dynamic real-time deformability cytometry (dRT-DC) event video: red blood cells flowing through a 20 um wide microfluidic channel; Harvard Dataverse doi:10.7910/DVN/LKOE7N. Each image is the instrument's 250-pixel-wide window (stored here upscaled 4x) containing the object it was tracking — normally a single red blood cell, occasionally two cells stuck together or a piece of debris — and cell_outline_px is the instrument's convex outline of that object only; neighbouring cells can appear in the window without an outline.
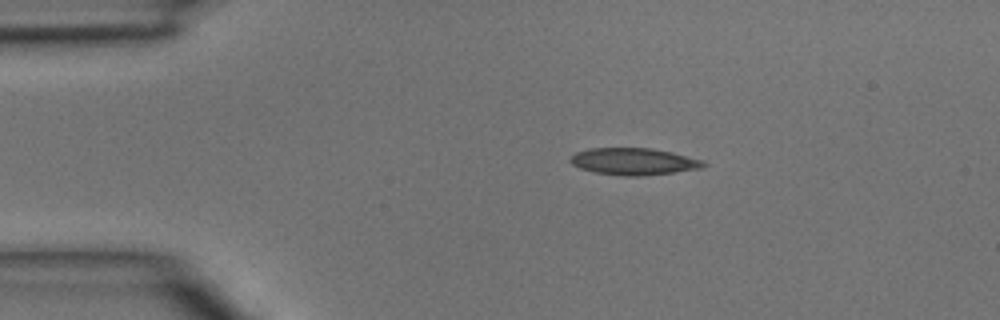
{"species": "common noctule bat (a hibernating species)", "species_latin": "Nyctalus noctula", "temperature_condition": "room temperature", "stored_images_in_passage": 2, "camera_frame_rate_fps": 3000, "um_per_image_px": 0.085, "animal": {"sex": "male", "body_mass_g": 15.6}, "frame": {"image": 1, "passage_image": 2, "time_ms": 0.333, "image_size_px": [1000, 320], "cell_outline_px": [[708, 164], [704, 168], [672, 172], [636, 176], [624, 176], [596, 172], [580, 168], [572, 164], [568, 160], [576, 152], [588, 148], [652, 148], [672, 152], [704, 160]], "centroid_in_image_um": [53.89, 13.71], "position_along_channel_um": 31.1, "area_um2": 20.87}}